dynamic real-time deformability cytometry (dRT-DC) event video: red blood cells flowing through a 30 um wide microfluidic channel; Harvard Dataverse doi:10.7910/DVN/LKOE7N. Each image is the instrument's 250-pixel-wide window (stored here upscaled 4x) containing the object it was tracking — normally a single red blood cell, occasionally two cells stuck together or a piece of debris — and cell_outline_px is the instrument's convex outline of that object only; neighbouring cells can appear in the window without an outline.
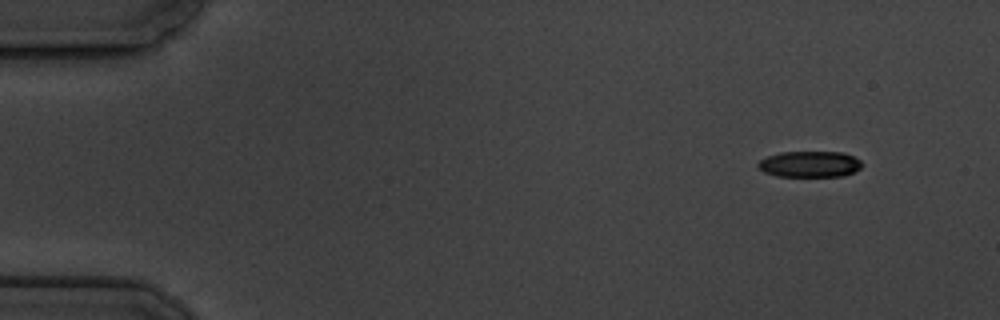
{"species": "common noctule bat (a hibernating species)", "species_latin": "Nyctalus noctula", "temperature_condition": "cold", "stored_images_in_passage": 9, "camera_frame_rate_fps": 3000, "um_per_image_px": 0.085, "animal": {"sex": "male", "body_mass_g": 19.5, "forearm_length_mm": 54.6}, "frame": {"image": 1, "passage_image": 1, "time_ms": 0.0, "image_size_px": [1000, 320], "cell_outline_px": [[864, 164], [856, 172], [844, 176], [776, 176], [764, 172], [756, 164], [760, 160], [768, 156], [780, 152], [844, 152], [860, 160]], "centroid_in_image_um": [68.86, 13.95], "position_along_channel_um": 16.1, "area_um2": 15.9}}
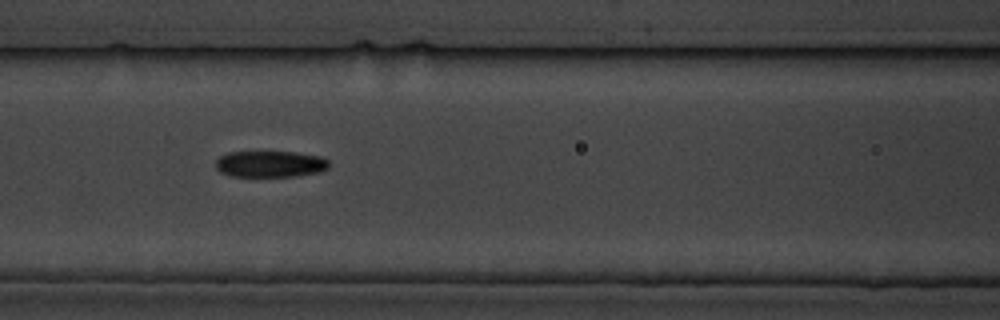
{"frame": {"image": 2, "passage_image": 7, "time_ms": 6.667, "image_size_px": [1000, 320], "cell_outline_px": [[328, 168], [320, 172], [296, 176], [232, 176], [220, 172], [216, 168], [216, 160], [220, 156], [228, 152], [296, 152], [320, 156], [328, 160]], "centroid_in_image_um": [22.97, 13.94], "position_along_channel_um": 143.6, "area_um2": 17.4}}
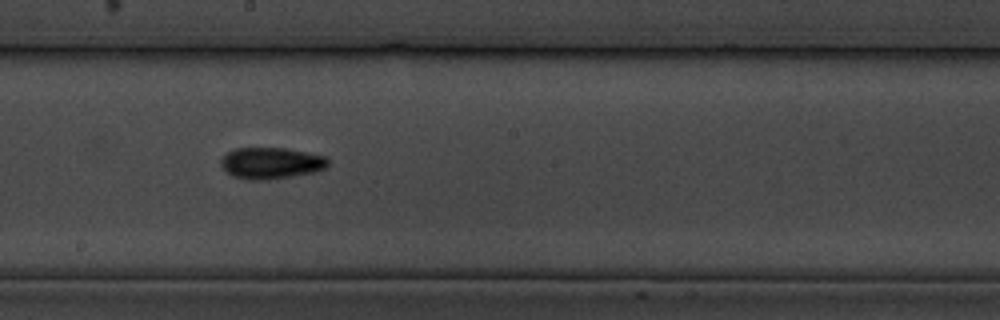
{"frame": {"image": 3, "passage_image": 9, "time_ms": 9.0, "image_size_px": [1000, 320], "cell_outline_px": [[328, 168], [312, 172], [268, 180], [248, 180], [232, 176], [220, 164], [220, 160], [228, 152], [236, 148], [284, 148], [324, 156], [328, 160]], "centroid_in_image_um": [23.02, 13.87], "position_along_channel_um": 225.2, "area_um2": 19.42}}